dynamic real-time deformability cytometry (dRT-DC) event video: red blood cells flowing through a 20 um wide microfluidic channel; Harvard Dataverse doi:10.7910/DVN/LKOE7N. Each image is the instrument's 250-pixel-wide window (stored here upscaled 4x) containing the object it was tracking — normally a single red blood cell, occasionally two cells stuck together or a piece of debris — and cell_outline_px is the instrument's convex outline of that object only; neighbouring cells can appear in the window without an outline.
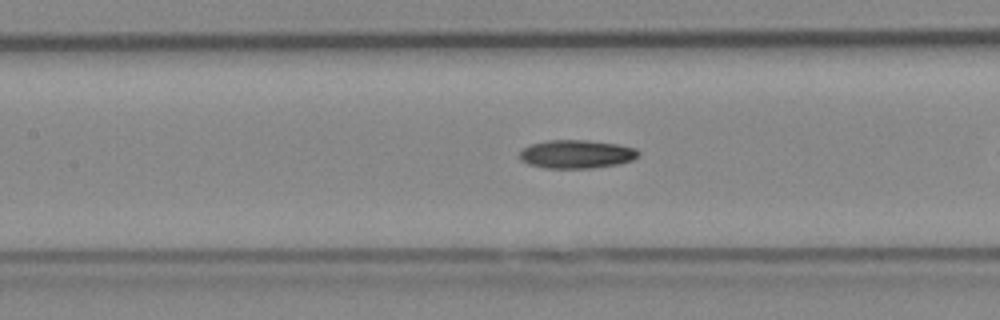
{"species": "Egyptian fruit bat (a non-hibernating species)", "species_latin": "Rousettus aegyptiacus", "temperature_condition": "cold", "stored_images_in_passage": 21, "camera_frame_rate_fps": 3000, "um_per_image_px": 0.085, "animal": {"sex": "female"}, "frame": {"image": 1, "passage_image": 10, "time_ms": 3.0, "image_size_px": [1000, 320], "cell_outline_px": [[640, 156], [632, 160], [620, 164], [592, 168], [544, 168], [528, 164], [520, 160], [520, 152], [524, 148], [532, 144], [548, 140], [588, 140], [616, 144], [636, 148], [640, 152]], "centroid_in_image_um": [49.03, 13.11], "position_along_channel_um": 158.4, "area_um2": 19.77}}